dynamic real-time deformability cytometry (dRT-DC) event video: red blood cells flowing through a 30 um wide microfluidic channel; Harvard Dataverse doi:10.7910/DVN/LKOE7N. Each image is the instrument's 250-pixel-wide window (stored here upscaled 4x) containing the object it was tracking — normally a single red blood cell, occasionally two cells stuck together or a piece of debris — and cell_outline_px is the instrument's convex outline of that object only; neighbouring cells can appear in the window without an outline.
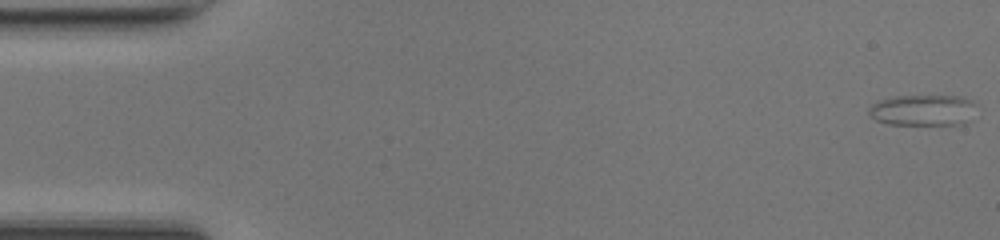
{"species": "common noctule bat (a hibernating species)", "species_latin": "Nyctalus noctula", "temperature_condition": "room temperature", "stored_images_in_passage": 50, "camera_frame_rate_fps": 3000, "um_per_image_px": 0.085, "animal": {"sex": "female", "body_mass_g": 17.0, "forearm_length_mm": 48.0}, "frame": {"image": 1, "passage_image": 1, "time_ms": 0.0, "image_size_px": [1000, 240], "cell_outline_px": [[972, 104], [964, 124], [888, 124], [876, 120], [868, 112], [868, 108], [872, 104], [880, 100], [896, 96], [964, 96], [972, 100]], "centroid_in_image_um": [78.35, 9.35], "position_along_channel_um": 6.7, "area_um2": 18.84}}
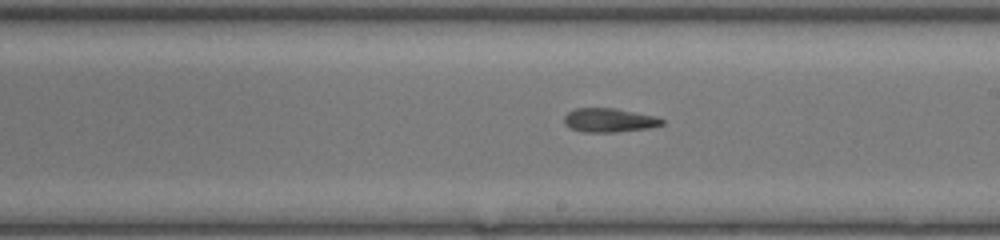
{"frame": {"image": 2, "passage_image": 28, "time_ms": 9.0, "image_size_px": [1000, 240], "cell_outline_px": [[664, 124], [648, 128], [612, 132], [584, 132], [568, 128], [564, 124], [564, 116], [568, 112], [576, 108], [616, 108], [656, 116], [664, 120]], "centroid_in_image_um": [51.76, 10.21], "position_along_channel_um": 237.2, "area_um2": 13.7}}
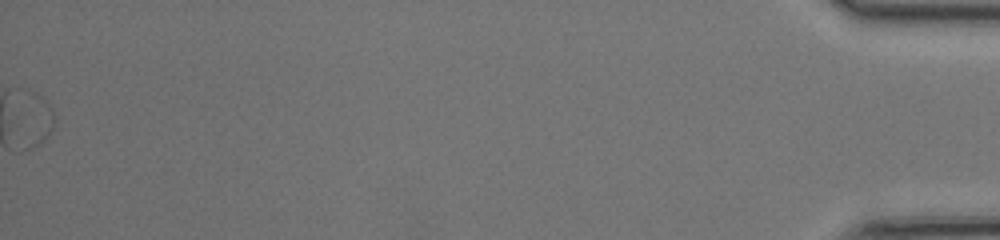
{"frame": {"image": 3, "passage_image": 50, "time_ms": 16.333, "image_size_px": [1000, 240], "cell_outline_px": [[56, 116], [52, 128], [40, 144], [20, 152], [20, 88], [28, 88], [36, 92], [48, 104]], "centroid_in_image_um": [2.89, 10.12], "position_along_channel_um": 432.3, "area_um2": 11.56}, "authors_computed_cell_mechanics": {"area_um2": 13.9009, "velocity_mm_per_s": 4.2275, "shape_relaxation_time_tau1_ms": 3.8, "shape_relaxation_time_tau2_ms": null, "deformation_change_tau1": 0.1309, "deformation_change_tau2": null}}